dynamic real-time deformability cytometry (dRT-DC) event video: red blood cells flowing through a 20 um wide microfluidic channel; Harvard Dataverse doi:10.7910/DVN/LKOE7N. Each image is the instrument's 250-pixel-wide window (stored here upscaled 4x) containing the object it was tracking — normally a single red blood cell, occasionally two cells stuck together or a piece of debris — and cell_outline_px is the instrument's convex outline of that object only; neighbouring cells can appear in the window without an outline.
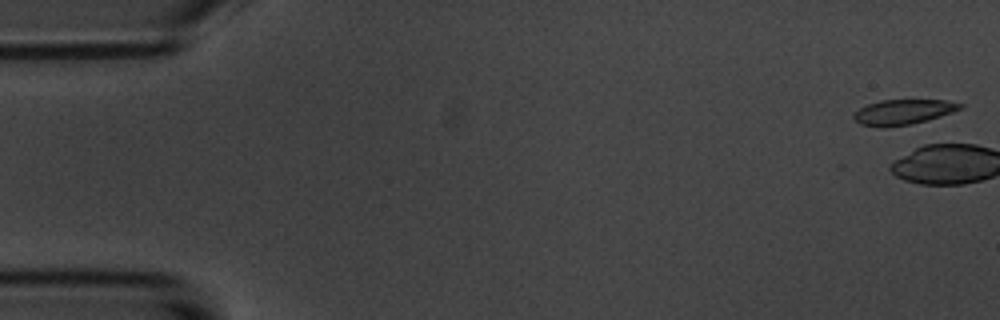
{"species": "common noctule bat (a hibernating species)", "species_latin": "Nyctalus noctula", "temperature_condition": "room temperature", "stored_images_in_passage": 3, "camera_frame_rate_fps": 3000, "um_per_image_px": 0.085, "animal": {"sex": "male", "body_mass_g": 20.1, "forearm_length_mm": 53.5}, "frame": {"image": 1, "passage_image": 1, "time_ms": 0.0, "image_size_px": [1000, 320], "cell_outline_px": [[964, 104], [960, 108], [952, 112], [928, 120], [912, 124], [888, 128], [880, 128], [860, 124], [852, 116], [860, 108], [868, 104], [880, 100], [948, 100]], "centroid_in_image_um": [76.75, 9.53], "position_along_channel_um": 8.2, "area_um2": 15.66}}